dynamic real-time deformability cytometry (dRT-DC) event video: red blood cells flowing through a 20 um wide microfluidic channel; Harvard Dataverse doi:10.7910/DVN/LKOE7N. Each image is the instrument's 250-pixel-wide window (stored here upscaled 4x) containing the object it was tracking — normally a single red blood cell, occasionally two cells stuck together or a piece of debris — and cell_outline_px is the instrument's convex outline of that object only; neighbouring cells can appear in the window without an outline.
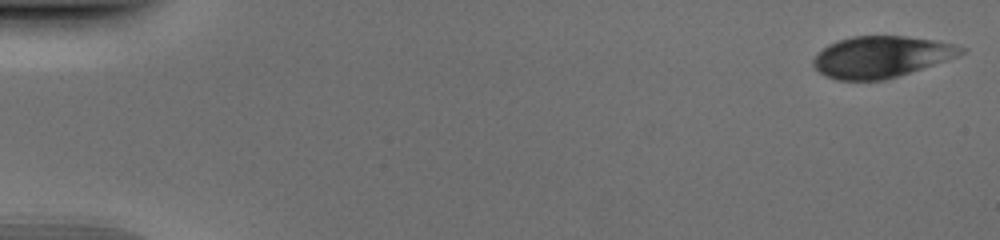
{"species": "human", "species_latin": "Homo sapiens", "temperature_condition": "cold", "stored_images_in_passage": 15, "camera_frame_rate_fps": 3000, "um_per_image_px": 0.085, "donor": {"sex": "male"}, "frame": {"image": 1, "passage_image": 1, "time_ms": 0.0, "image_size_px": [1000, 240], "cell_outline_px": [[968, 48], [964, 52], [956, 56], [884, 80], [836, 80], [820, 72], [812, 64], [812, 60], [816, 52], [828, 44], [836, 40], [852, 36], [908, 36], [936, 40], [956, 44]], "centroid_in_image_um": [74.85, 4.8], "position_along_channel_um": 10.1, "area_um2": 35.49}}
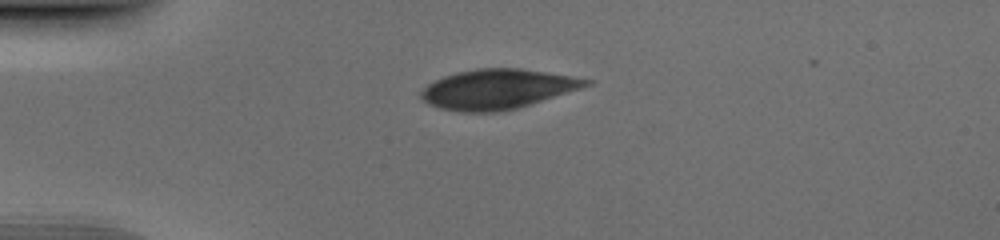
{"frame": {"image": 2, "passage_image": 13, "time_ms": 4.0, "image_size_px": [1000, 240], "cell_outline_px": [[592, 84], [580, 88], [516, 108], [500, 112], [460, 112], [440, 108], [428, 104], [420, 96], [420, 92], [428, 84], [444, 76], [456, 72], [476, 68], [520, 68], [592, 80]], "centroid_in_image_um": [42.22, 7.57], "position_along_channel_um": 42.8, "area_um2": 37.74}}